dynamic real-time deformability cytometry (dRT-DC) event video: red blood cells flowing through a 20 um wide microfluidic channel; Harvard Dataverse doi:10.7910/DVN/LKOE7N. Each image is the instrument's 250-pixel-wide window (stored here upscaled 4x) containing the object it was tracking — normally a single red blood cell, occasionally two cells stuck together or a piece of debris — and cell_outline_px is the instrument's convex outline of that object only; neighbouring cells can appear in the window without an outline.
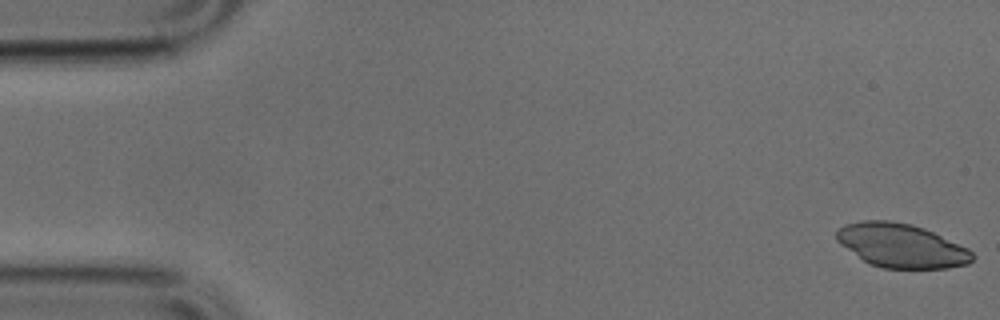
{"species": "common noctule bat (a hibernating species)", "species_latin": "Nyctalus noctula", "temperature_condition": "cold", "stored_images_in_passage": 11, "camera_frame_rate_fps": 3000, "um_per_image_px": 0.085, "animal": {"sex": "male", "body_mass_g": 17.9, "forearm_length_mm": 54.2}, "frame": {"image": 1, "passage_image": 1, "time_ms": 0.0, "image_size_px": [1000, 320], "cell_outline_px": [[976, 256], [968, 264], [948, 268], [884, 268], [868, 264], [840, 244], [836, 240], [836, 232], [844, 224], [864, 220], [892, 220], [912, 224], [924, 228], [968, 248]], "centroid_in_image_um": [76.61, 20.87], "position_along_channel_um": 8.4, "area_um2": 34.85}}